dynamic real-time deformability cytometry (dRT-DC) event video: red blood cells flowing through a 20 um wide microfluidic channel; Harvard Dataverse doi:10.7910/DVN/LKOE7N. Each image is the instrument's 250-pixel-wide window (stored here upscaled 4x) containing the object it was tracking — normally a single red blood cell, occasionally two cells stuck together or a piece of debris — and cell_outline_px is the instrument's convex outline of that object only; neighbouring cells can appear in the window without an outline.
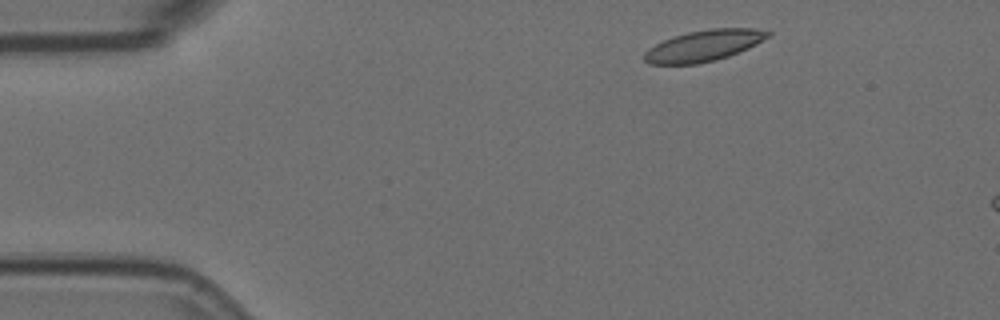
{"species": "Egyptian fruit bat (a non-hibernating species)", "species_latin": "Rousettus aegyptiacus", "temperature_condition": "room temperature", "stored_images_in_passage": 4, "camera_frame_rate_fps": 3000, "um_per_image_px": 0.085, "animal": {"sex": "female"}, "frame": {"image": 1, "passage_image": 1, "time_ms": 0.0, "image_size_px": [1000, 320], "cell_outline_px": [[772, 36], [748, 48], [728, 56], [716, 60], [696, 64], [648, 64], [644, 60], [644, 52], [648, 48], [664, 40], [688, 32], [708, 28], [756, 28], [772, 32]], "centroid_in_image_um": [59.85, 3.87], "position_along_channel_um": 25.1, "area_um2": 22.48}}
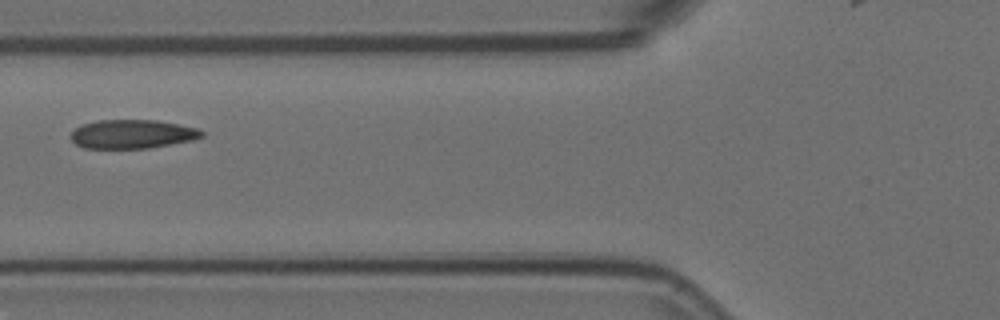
{"frame": {"image": 2, "passage_image": 4, "time_ms": 1.0, "image_size_px": [1000, 320], "cell_outline_px": [[204, 136], [192, 140], [148, 148], [84, 148], [76, 144], [68, 136], [80, 124], [96, 120], [156, 120], [200, 128], [204, 132]], "centroid_in_image_um": [11.23, 11.39], "position_along_channel_um": 114.6, "area_um2": 22.14}}